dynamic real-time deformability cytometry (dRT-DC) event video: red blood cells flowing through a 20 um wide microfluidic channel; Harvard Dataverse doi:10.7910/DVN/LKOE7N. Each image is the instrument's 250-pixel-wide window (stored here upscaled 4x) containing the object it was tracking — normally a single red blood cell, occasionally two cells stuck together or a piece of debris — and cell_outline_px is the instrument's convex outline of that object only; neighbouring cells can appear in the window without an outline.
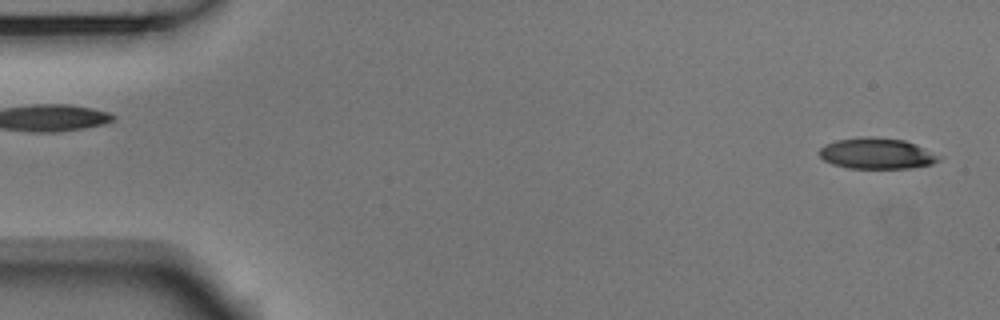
{"species": "Egyptian fruit bat (a non-hibernating species)", "species_latin": "Rousettus aegyptiacus", "temperature_condition": "room temperature", "stored_images_in_passage": 52, "camera_frame_rate_fps": 3000, "um_per_image_px": 0.085, "animal": {"sex": "male"}, "frame": {"image": 1, "passage_image": 1, "time_ms": 0.0, "image_size_px": [1000, 320], "cell_outline_px": [[944, 156], [940, 160], [932, 164], [908, 168], [848, 168], [832, 164], [824, 160], [816, 152], [824, 144], [836, 140], [860, 136], [872, 136], [904, 140], [916, 144]], "centroid_in_image_um": [74.52, 13.03], "position_along_channel_um": 10.5, "area_um2": 21.96}}
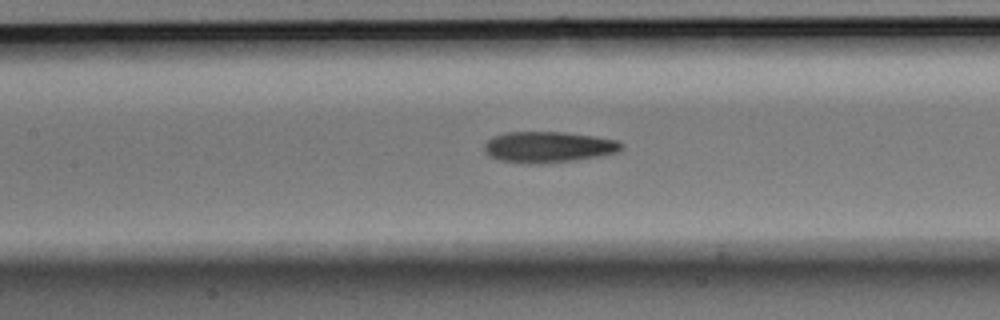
{"frame": {"image": 2, "passage_image": 23, "time_ms": 7.333, "image_size_px": [1000, 320], "cell_outline_px": [[624, 148], [616, 152], [600, 156], [576, 160], [540, 164], [536, 164], [500, 160], [488, 156], [484, 148], [484, 144], [492, 136], [508, 132], [564, 132], [620, 140], [624, 144]], "centroid_in_image_um": [46.63, 12.49], "position_along_channel_um": 160.8, "area_um2": 24.85}}
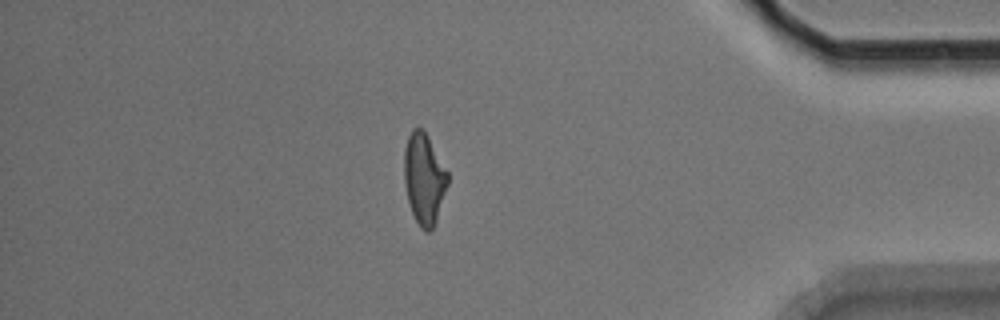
{"frame": {"image": 3, "passage_image": 45, "time_ms": 14.667, "image_size_px": [1000, 320], "cell_outline_px": [[448, 184], [436, 220], [432, 228], [428, 232], [424, 232], [420, 228], [412, 212], [408, 200], [404, 180], [404, 148], [408, 136], [412, 128], [424, 128], [448, 172]], "centroid_in_image_um": [36.04, 15.15], "position_along_channel_um": 399.2, "area_um2": 23.12}, "authors_computed_cell_mechanics": {"area_um2": 23.8714, "velocity_mm_per_s": 3.739, "shape_relaxation_time_tau1_ms": 6.5121, "shape_relaxation_time_tau2_ms": 3.7258, "deformation_change_tau1": 0.189, "deformation_change_tau2": 0.1401}}